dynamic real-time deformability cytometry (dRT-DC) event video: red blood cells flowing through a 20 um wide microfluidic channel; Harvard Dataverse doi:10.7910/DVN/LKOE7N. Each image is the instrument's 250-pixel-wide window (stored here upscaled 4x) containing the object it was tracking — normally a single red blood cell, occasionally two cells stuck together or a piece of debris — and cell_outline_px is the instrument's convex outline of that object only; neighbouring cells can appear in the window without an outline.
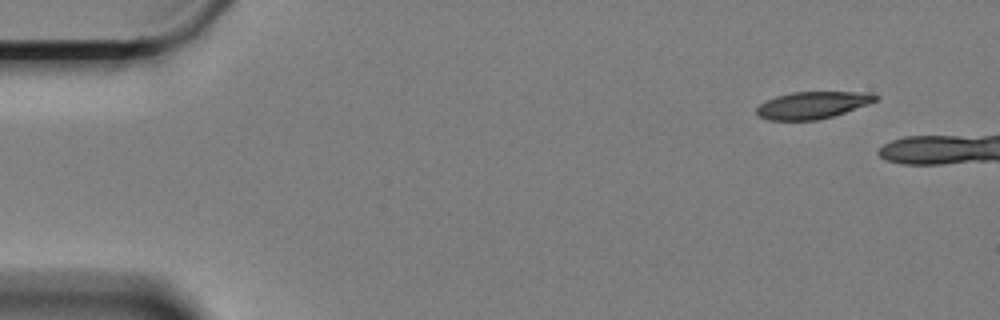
{"species": "Egyptian fruit bat (a non-hibernating species)", "species_latin": "Rousettus aegyptiacus", "temperature_condition": "cold", "stored_images_in_passage": 10, "camera_frame_rate_fps": 3000, "um_per_image_px": 0.085, "animal": {"sex": "female"}, "frame": {"image": 1, "passage_image": 1, "time_ms": 0.0, "image_size_px": [1000, 320], "cell_outline_px": [[880, 96], [876, 100], [844, 112], [832, 116], [816, 120], [768, 120], [760, 116], [756, 112], [756, 108], [760, 104], [776, 96], [792, 92], [872, 92]], "centroid_in_image_um": [69.05, 8.92], "position_along_channel_um": 15.9, "area_um2": 18.5}}